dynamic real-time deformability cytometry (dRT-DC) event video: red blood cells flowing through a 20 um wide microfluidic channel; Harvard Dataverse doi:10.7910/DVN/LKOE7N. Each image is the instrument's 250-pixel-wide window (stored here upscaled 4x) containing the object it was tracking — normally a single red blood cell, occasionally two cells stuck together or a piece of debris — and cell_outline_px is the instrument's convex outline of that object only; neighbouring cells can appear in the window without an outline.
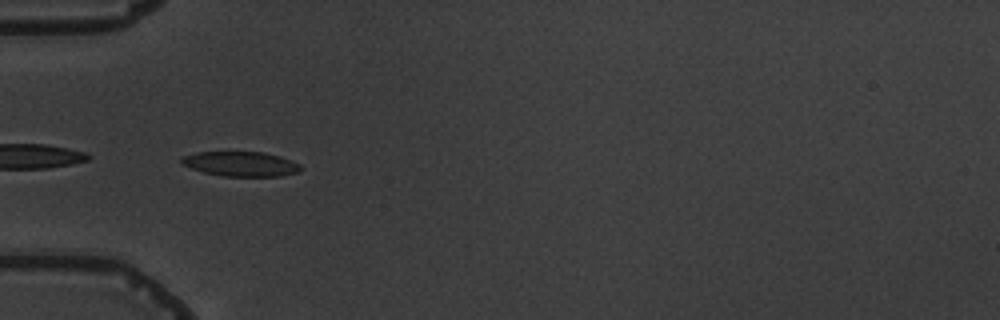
{"species": "common noctule bat (a hibernating species)", "species_latin": "Nyctalus noctula", "temperature_condition": "warm", "stored_images_in_passage": 11, "segment_of_instrument_passage": [2, 2], "camera_frame_rate_fps": 3000, "um_per_image_px": 0.085, "animal": {"sex": "male", "body_mass_g": 19.5, "forearm_length_mm": 54.6}, "frame": {"image": 1, "passage_image": 5, "time_ms": 5.667, "image_size_px": [1000, 320], "cell_outline_px": [[304, 168], [300, 172], [280, 176], [224, 176], [204, 172], [180, 164], [180, 156], [196, 152], [264, 152], [280, 156], [292, 160], [300, 164]], "centroid_in_image_um": [20.48, 13.93], "position_along_channel_um": 64.5, "area_um2": 17.4}}
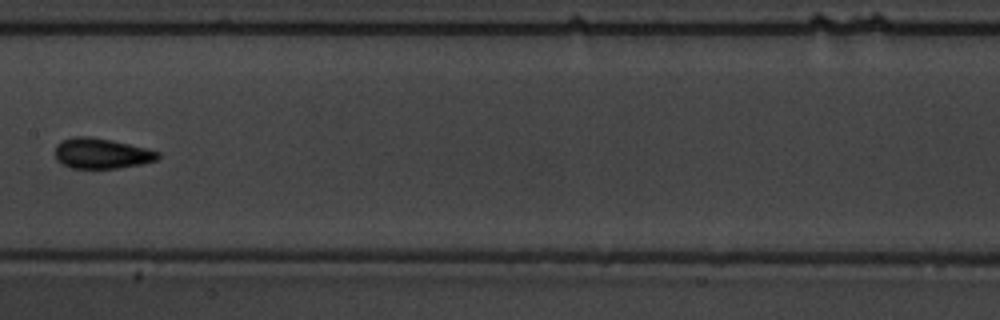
{"frame": {"image": 2, "passage_image": 8, "time_ms": 9.333, "image_size_px": [1000, 320], "cell_outline_px": [[160, 156], [156, 160], [140, 164], [116, 168], [72, 168], [60, 164], [56, 160], [56, 144], [60, 140], [76, 136], [88, 136], [112, 140], [148, 148], [160, 152]], "centroid_in_image_um": [8.61, 13.03], "position_along_channel_um": 198.8, "area_um2": 18.32}}
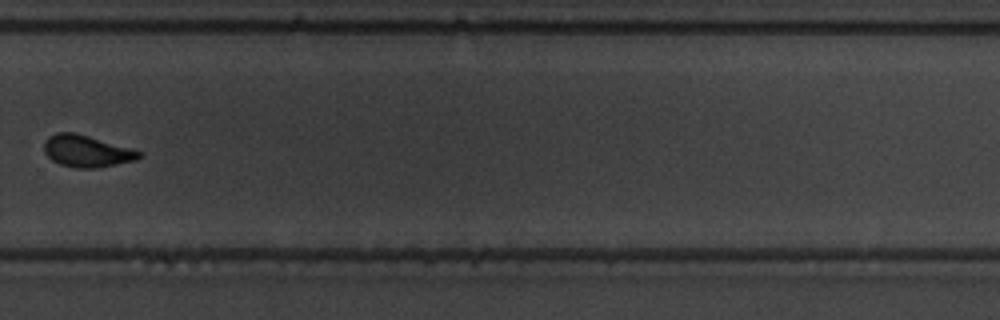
{"frame": {"image": 3, "passage_image": 11, "time_ms": 12.667, "image_size_px": [1000, 320], "cell_outline_px": [[140, 156], [136, 160], [96, 168], [76, 168], [60, 164], [52, 160], [44, 152], [44, 140], [48, 136], [56, 132], [72, 132], [132, 148], [140, 152]], "centroid_in_image_um": [7.33, 12.84], "position_along_channel_um": 322.5, "area_um2": 17.46}}